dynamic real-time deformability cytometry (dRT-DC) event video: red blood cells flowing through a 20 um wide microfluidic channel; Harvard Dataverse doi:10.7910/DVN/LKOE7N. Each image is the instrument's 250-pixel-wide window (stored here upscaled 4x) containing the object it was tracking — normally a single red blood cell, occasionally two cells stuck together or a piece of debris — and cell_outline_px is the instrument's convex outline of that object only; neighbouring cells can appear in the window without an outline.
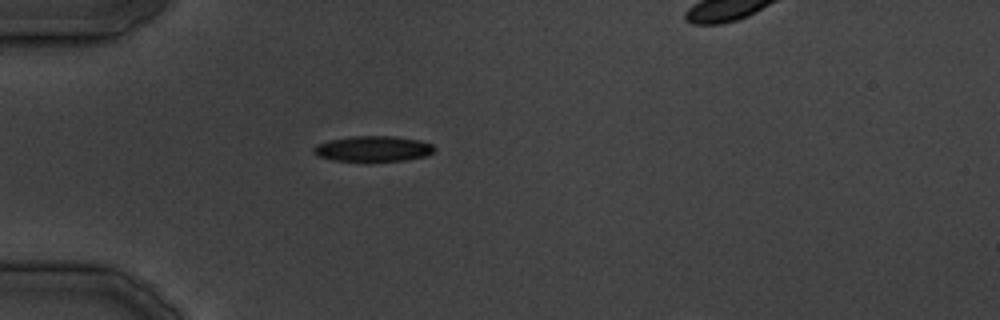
{"species": "common noctule bat (a hibernating species)", "species_latin": "Nyctalus noctula", "temperature_condition": "cold", "stored_images_in_passage": 9, "camera_frame_rate_fps": 3000, "um_per_image_px": 0.085, "animal": {"sex": "male", "body_mass_g": 19.5, "forearm_length_mm": 54.6}, "frame": {"image": 1, "passage_image": 1, "time_ms": 0.0, "image_size_px": [1000, 320], "cell_outline_px": [[436, 148], [432, 152], [424, 156], [404, 160], [332, 160], [316, 156], [312, 152], [312, 148], [316, 144], [328, 140], [352, 136], [396, 136], [420, 140], [432, 144]], "centroid_in_image_um": [31.67, 12.62], "position_along_channel_um": 53.3, "area_um2": 17.86}}